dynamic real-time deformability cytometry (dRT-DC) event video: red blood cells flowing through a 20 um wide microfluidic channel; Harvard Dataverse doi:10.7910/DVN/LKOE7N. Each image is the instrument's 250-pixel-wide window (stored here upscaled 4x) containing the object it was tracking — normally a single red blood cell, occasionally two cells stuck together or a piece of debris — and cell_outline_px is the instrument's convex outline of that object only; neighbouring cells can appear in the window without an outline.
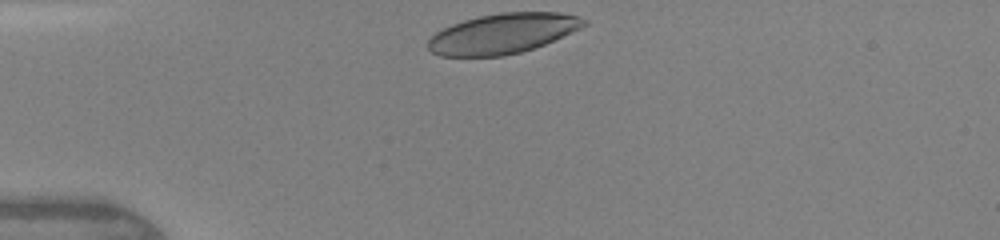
{"species": "human", "species_latin": "Homo sapiens", "temperature_condition": "warm", "stored_images_in_passage": 5, "camera_frame_rate_fps": 3000, "um_per_image_px": 0.085, "donor": {"sex": "female"}, "frame": {"image": 1, "passage_image": 1, "time_ms": 0.0, "image_size_px": [1000, 240], "cell_outline_px": [[588, 24], [580, 28], [544, 44], [520, 52], [504, 56], [440, 56], [432, 52], [428, 48], [428, 40], [436, 32], [452, 24], [464, 20], [480, 16], [500, 12], [560, 12], [580, 16], [588, 20]], "centroid_in_image_um": [42.75, 2.84], "position_along_channel_um": 42.3, "area_um2": 36.3}}
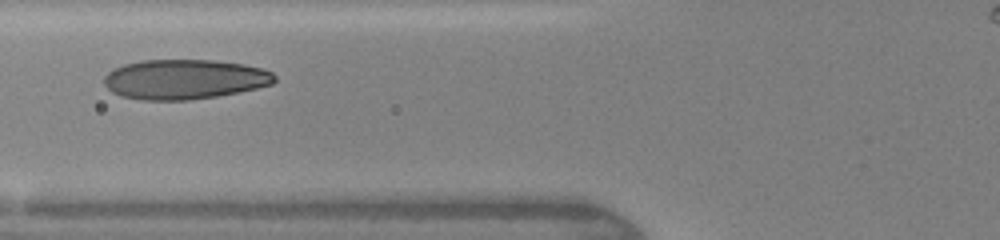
{"frame": {"image": 2, "passage_image": 4, "time_ms": 2.333, "image_size_px": [1000, 240], "cell_outline_px": [[276, 80], [272, 84], [240, 92], [216, 96], [188, 100], [140, 100], [120, 96], [112, 92], [104, 84], [104, 76], [108, 72], [124, 64], [140, 60], [212, 60], [244, 64], [264, 68], [272, 72], [276, 76]], "centroid_in_image_um": [15.69, 6.74], "position_along_channel_um": 110.1, "area_um2": 39.77}}